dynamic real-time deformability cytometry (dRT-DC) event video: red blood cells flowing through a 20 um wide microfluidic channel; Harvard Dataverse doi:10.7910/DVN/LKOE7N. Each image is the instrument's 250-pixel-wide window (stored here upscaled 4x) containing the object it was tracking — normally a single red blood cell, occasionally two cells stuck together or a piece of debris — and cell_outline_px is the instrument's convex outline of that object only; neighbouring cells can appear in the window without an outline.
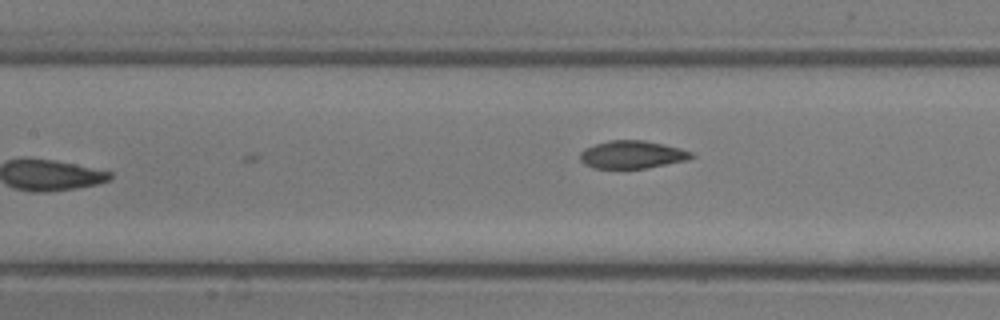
{"species": "common noctule bat (a hibernating species)", "species_latin": "Nyctalus noctula", "temperature_condition": "room temperature", "stored_images_in_passage": 8, "camera_frame_rate_fps": 3000, "um_per_image_px": 0.085, "animal": {"sex": "male", "body_mass_g": 13.3}, "frame": {"image": 1, "passage_image": 8, "time_ms": 8.0, "image_size_px": [1000, 320], "cell_outline_px": [[696, 156], [688, 160], [644, 168], [592, 168], [584, 164], [580, 160], [580, 152], [584, 148], [608, 140], [644, 140], [664, 144], [680, 148], [692, 152]], "centroid_in_image_um": [53.73, 13.13], "position_along_channel_um": 153.7, "area_um2": 18.09}}